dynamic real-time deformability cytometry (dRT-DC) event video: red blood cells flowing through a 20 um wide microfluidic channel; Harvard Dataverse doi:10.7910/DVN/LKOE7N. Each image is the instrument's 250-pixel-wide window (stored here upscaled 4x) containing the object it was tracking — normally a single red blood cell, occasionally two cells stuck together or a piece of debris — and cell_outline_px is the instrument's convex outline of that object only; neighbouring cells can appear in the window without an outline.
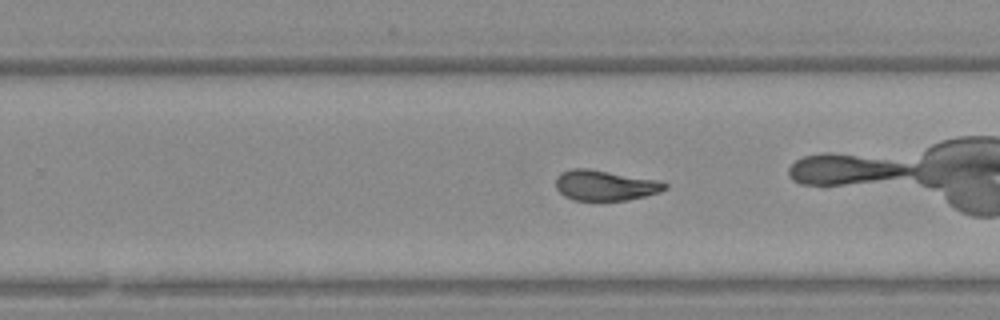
{"species": "Egyptian fruit bat (a non-hibernating species)", "species_latin": "Rousettus aegyptiacus", "temperature_condition": "warm", "stored_images_in_passage": 50, "camera_frame_rate_fps": 3000, "um_per_image_px": 0.085, "animal": {"sex": "female"}, "frame": {"image": 1, "passage_image": 29, "time_ms": 9.333, "image_size_px": [1000, 320], "cell_outline_px": [[668, 188], [660, 192], [628, 200], [572, 200], [564, 196], [556, 188], [556, 176], [572, 168], [588, 168], [656, 180], [668, 184]], "centroid_in_image_um": [51.42, 15.76], "position_along_channel_um": 278.4, "area_um2": 19.19}, "authors_computed_cell_mechanics": {"area_um2": 19.6809, "velocity_mm_per_s": 3.6983, "shape_relaxation_time_tau1_ms": 5.5025, "shape_relaxation_time_tau2_ms": 3.0586, "deformation_change_tau1": 0.1985, "deformation_change_tau2": 0.0999}}